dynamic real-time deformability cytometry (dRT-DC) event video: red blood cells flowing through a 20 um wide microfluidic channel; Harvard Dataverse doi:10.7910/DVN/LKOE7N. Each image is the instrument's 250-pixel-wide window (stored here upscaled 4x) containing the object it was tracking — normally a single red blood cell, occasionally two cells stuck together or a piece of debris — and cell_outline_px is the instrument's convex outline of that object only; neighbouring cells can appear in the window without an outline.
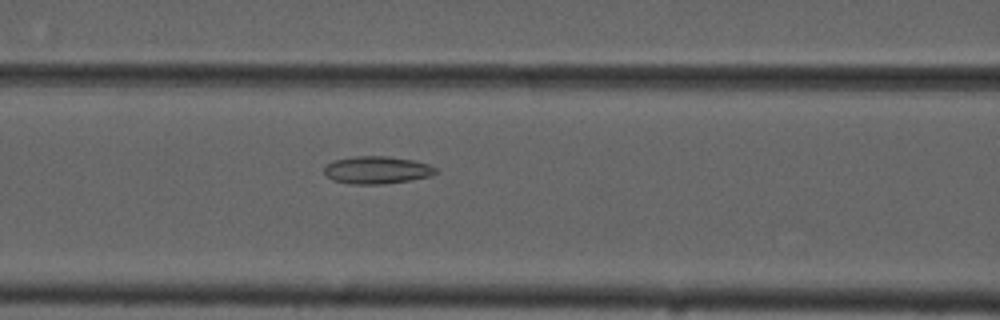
{"species": "common noctule bat (a hibernating species)", "species_latin": "Nyctalus noctula", "temperature_condition": "cold", "stored_images_in_passage": 39, "camera_frame_rate_fps": 3000, "um_per_image_px": 0.085, "animal": {"sex": "male", "forearm_length_mm": 52.5}, "frame": {"image": 1, "passage_image": 7, "time_ms": 2.0, "image_size_px": [1000, 320], "cell_outline_px": [[440, 172], [432, 176], [412, 180], [384, 184], [352, 184], [332, 180], [324, 172], [324, 168], [332, 160], [356, 156], [388, 156], [412, 160], [428, 164], [436, 168]], "centroid_in_image_um": [32.07, 14.45], "position_along_channel_um": 134.5, "area_um2": 18.03}}
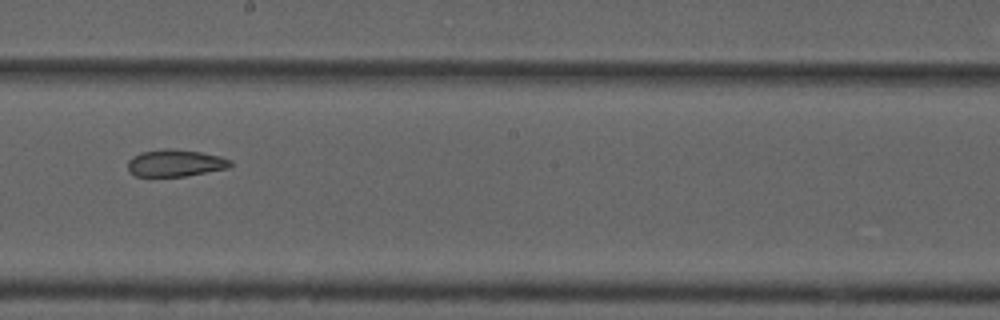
{"frame": {"image": 2, "passage_image": 15, "time_ms": 4.667, "image_size_px": [1000, 320], "cell_outline_px": [[232, 164], [228, 168], [188, 176], [136, 176], [128, 168], [128, 160], [132, 156], [140, 152], [168, 148], [172, 148], [200, 152], [220, 156], [232, 160]], "centroid_in_image_um": [14.92, 13.85], "position_along_channel_um": 233.3, "area_um2": 16.18}}
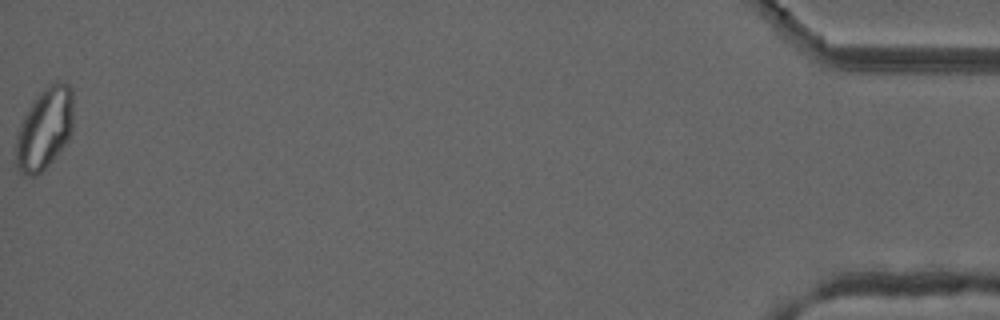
{"frame": {"image": 3, "passage_image": 39, "time_ms": 12.667, "image_size_px": [1000, 320], "cell_outline_px": [[72, 128], [64, 144], [56, 156], [36, 176], [28, 176], [16, 172], [16, 144], [20, 124], [24, 116], [32, 104], [56, 80], [60, 80], [68, 84], [72, 88]], "centroid_in_image_um": [3.78, 10.99], "position_along_channel_um": 431.4, "area_um2": 26.59}, "authors_computed_cell_mechanics": {"area_um2": 18.207, "velocity_mm_per_s": 3.7192, "shape_relaxation_time_tau1_ms": null, "shape_relaxation_time_tau2_ms": 2.8579, "deformation_change_tau1": null, "deformation_change_tau2": 0.0866}}